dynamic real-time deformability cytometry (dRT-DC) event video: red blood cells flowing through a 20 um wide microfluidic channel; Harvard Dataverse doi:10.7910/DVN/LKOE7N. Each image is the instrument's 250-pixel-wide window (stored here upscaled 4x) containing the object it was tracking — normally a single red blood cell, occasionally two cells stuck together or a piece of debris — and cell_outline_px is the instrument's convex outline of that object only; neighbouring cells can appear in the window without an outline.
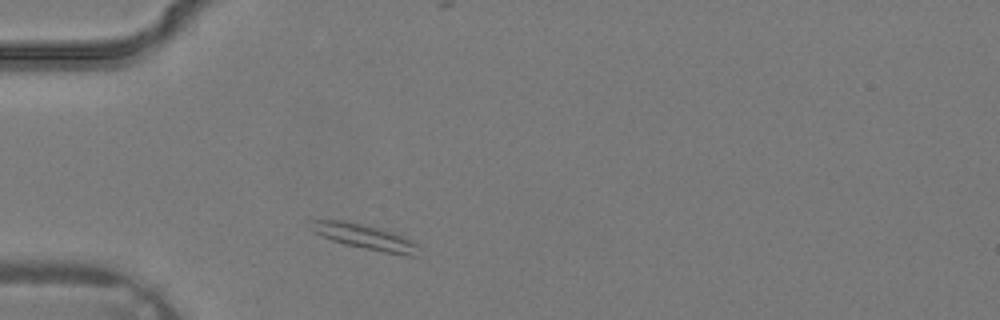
{"species": "common noctule bat (a hibernating species)", "species_latin": "Nyctalus noctula", "temperature_condition": "warm", "stored_images_in_passage": 1, "camera_frame_rate_fps": 3000, "um_per_image_px": 0.085, "animal": {"sex": "male", "body_mass_g": 19.2, "forearm_length_mm": 51.8}, "frame": {"image": 1, "passage_image": 1, "time_ms": 0.0, "image_size_px": [1000, 320], "cell_outline_px": [[416, 256], [408, 256], [384, 252], [344, 244], [320, 236], [312, 232], [308, 228], [308, 220], [344, 220], [376, 228], [400, 236], [416, 244]], "centroid_in_image_um": [30.82, 20.12], "position_along_channel_um": 54.2, "area_um2": 15.32}}